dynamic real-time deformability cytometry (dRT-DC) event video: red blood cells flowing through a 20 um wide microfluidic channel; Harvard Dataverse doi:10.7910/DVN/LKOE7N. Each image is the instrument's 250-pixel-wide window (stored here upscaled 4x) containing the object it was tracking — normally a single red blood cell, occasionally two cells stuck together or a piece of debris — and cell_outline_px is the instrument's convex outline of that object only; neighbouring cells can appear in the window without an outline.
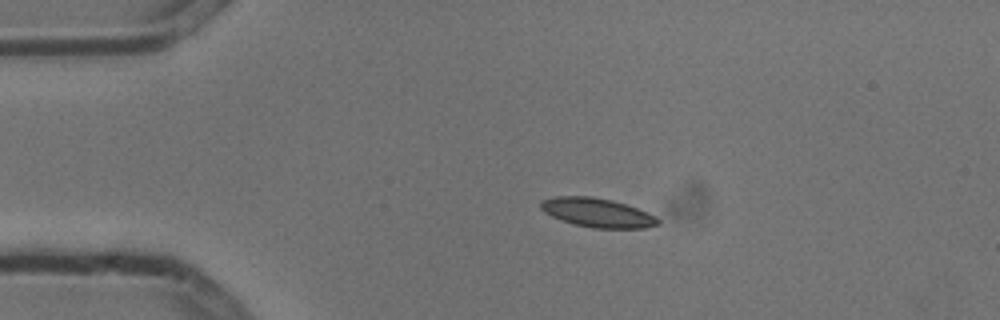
{"species": "common noctule bat (a hibernating species)", "species_latin": "Nyctalus noctula", "temperature_condition": "cold", "stored_images_in_passage": 3, "camera_frame_rate_fps": 3000, "um_per_image_px": 0.085, "animal": {"sex": "male", "body_mass_g": 13.3}, "frame": {"image": 1, "passage_image": 2, "time_ms": 0.333, "image_size_px": [1000, 320], "cell_outline_px": [[660, 224], [644, 228], [592, 228], [560, 220], [544, 212], [540, 208], [540, 200], [552, 196], [592, 196], [612, 200], [636, 208], [656, 216], [660, 220]], "centroid_in_image_um": [50.74, 18.07], "position_along_channel_um": 34.3, "area_um2": 19.88}}